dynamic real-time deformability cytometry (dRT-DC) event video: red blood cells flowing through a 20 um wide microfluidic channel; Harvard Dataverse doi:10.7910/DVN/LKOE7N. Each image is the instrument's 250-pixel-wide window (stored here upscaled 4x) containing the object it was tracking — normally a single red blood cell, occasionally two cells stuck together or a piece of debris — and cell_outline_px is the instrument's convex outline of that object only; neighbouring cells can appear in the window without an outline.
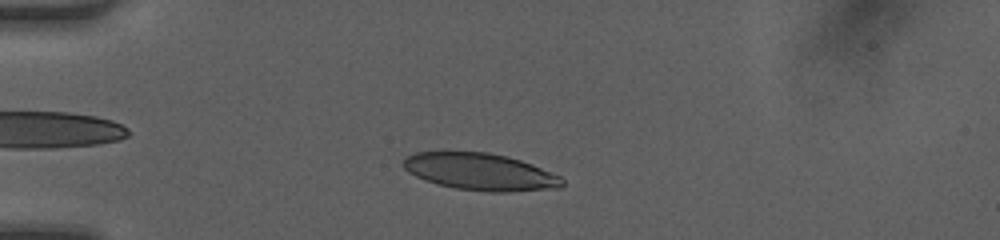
{"species": "human", "species_latin": "Homo sapiens", "temperature_condition": "room temperature", "stored_images_in_passage": 44, "camera_frame_rate_fps": 3000, "um_per_image_px": 0.085, "donor": {"sex": "female"}, "frame": {"image": 1, "passage_image": 8, "time_ms": 2.333, "image_size_px": [1000, 240], "cell_outline_px": [[564, 184], [560, 188], [512, 192], [492, 192], [456, 188], [436, 184], [424, 180], [408, 172], [404, 168], [404, 160], [408, 156], [416, 152], [444, 148], [488, 152], [520, 160], [532, 164], [560, 176], [564, 180]], "centroid_in_image_um": [40.77, 14.56], "position_along_channel_um": 44.2, "area_um2": 35.2}}
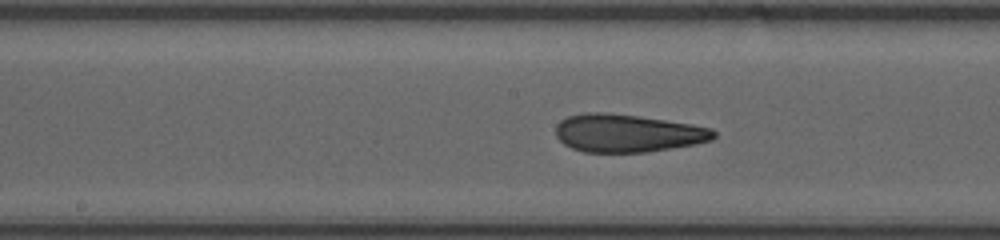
{"frame": {"image": 2, "passage_image": 21, "time_ms": 6.667, "image_size_px": [1000, 240], "cell_outline_px": [[716, 136], [712, 140], [696, 144], [648, 152], [584, 152], [572, 148], [564, 144], [556, 136], [556, 124], [560, 120], [568, 116], [584, 112], [604, 112], [636, 116], [692, 124], [712, 128], [716, 132]], "centroid_in_image_um": [53.33, 11.32], "position_along_channel_um": 194.9, "area_um2": 34.97}}
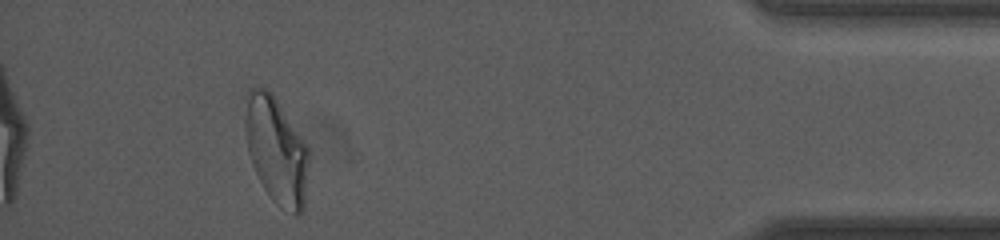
{"frame": {"image": 3, "passage_image": 40, "time_ms": 13.0, "image_size_px": [1000, 240], "cell_outline_px": [[308, 160], [304, 208], [296, 216], [280, 208], [272, 200], [264, 188], [252, 164], [248, 152], [244, 132], [244, 96], [248, 88], [256, 84], [268, 88], [272, 92], [308, 148]], "centroid_in_image_um": [23.42, 12.71], "position_along_channel_um": 411.8, "area_um2": 40.11}, "authors_computed_cell_mechanics": {"area_um2": 34.7956, "velocity_mm_per_s": 4.2272, "shape_relaxation_time_tau1_ms": null, "shape_relaxation_time_tau2_ms": 1.4812, "deformation_change_tau1": null, "deformation_change_tau2": 0.0964}}